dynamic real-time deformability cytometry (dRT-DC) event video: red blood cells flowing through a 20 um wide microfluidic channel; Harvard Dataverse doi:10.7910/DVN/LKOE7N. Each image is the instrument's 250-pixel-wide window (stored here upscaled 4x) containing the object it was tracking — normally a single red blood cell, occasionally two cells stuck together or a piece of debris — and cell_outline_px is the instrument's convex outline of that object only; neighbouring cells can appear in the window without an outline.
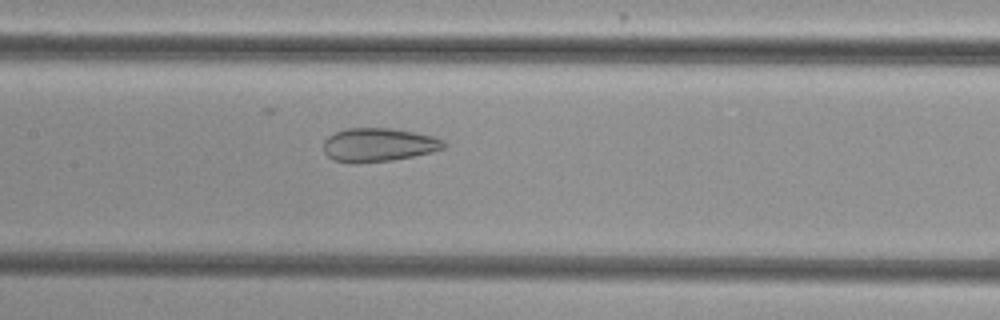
{"species": "common noctule bat (a hibernating species)", "species_latin": "Nyctalus noctula", "temperature_condition": "cold", "stored_images_in_passage": 44, "camera_frame_rate_fps": 3000, "um_per_image_px": 0.085, "animal": {"sex": "female", "body_mass_g": 29.2, "forearm_length_mm": 56.3}, "frame": {"image": 1, "passage_image": 17, "time_ms": 5.333, "image_size_px": [1000, 320], "cell_outline_px": [[448, 144], [444, 148], [432, 152], [392, 160], [352, 164], [332, 160], [324, 152], [324, 140], [328, 136], [344, 128], [392, 128], [416, 132], [432, 136], [444, 140]], "centroid_in_image_um": [32.17, 12.31], "position_along_channel_um": 175.2, "area_um2": 23.81}}
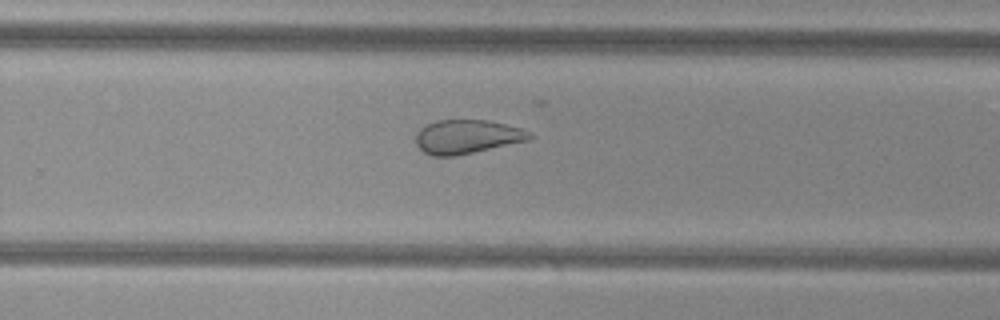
{"frame": {"image": 2, "passage_image": 26, "time_ms": 8.333, "image_size_px": [1000, 320], "cell_outline_px": [[532, 136], [528, 140], [456, 156], [432, 156], [424, 152], [416, 144], [416, 132], [424, 124], [436, 120], [488, 120], [520, 128], [532, 132]], "centroid_in_image_um": [39.65, 11.61], "position_along_channel_um": 290.1, "area_um2": 22.48}}
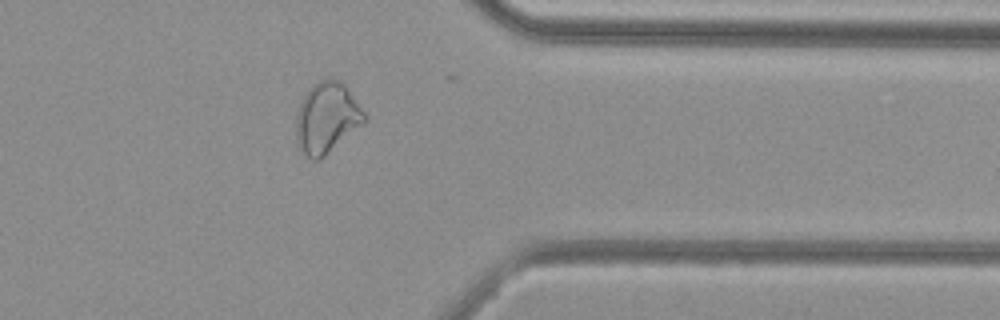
{"frame": {"image": 3, "passage_image": 34, "time_ms": 11.0, "image_size_px": [1000, 320], "cell_outline_px": [[368, 120], [320, 160], [312, 160], [300, 152], [296, 140], [296, 116], [300, 104], [308, 88], [312, 84], [324, 76], [332, 76], [344, 84], [348, 88], [368, 116]], "centroid_in_image_um": [27.78, 9.99], "position_along_channel_um": 383.6, "area_um2": 28.84}, "authors_computed_cell_mechanics": {"area_um2": 28.7266, "velocity_mm_per_s": 3.8452, "shape_relaxation_time_tau1_ms": null, "shape_relaxation_time_tau2_ms": 1.7023, "deformation_change_tau1": null, "deformation_change_tau2": 0.0777}}